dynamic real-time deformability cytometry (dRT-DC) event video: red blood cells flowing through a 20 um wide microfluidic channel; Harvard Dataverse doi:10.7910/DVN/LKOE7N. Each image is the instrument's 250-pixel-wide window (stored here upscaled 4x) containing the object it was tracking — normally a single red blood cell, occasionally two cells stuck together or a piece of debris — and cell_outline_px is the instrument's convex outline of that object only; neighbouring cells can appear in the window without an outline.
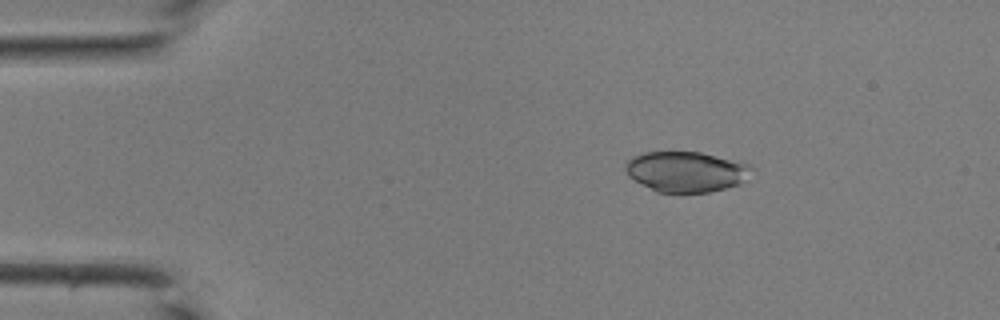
{"species": "common noctule bat (a hibernating species)", "species_latin": "Nyctalus noctula", "temperature_condition": "room temperature", "stored_images_in_passage": 7, "camera_frame_rate_fps": 3000, "um_per_image_px": 0.085, "animal": {"sex": "male", "body_mass_g": 19.0, "forearm_length_mm": 50.8}, "frame": {"image": 1, "passage_image": 1, "time_ms": 0.0, "image_size_px": [1000, 320], "cell_outline_px": [[756, 168], [740, 184], [708, 192], [656, 192], [628, 176], [624, 168], [624, 164], [632, 156], [644, 152], [700, 152], [748, 164]], "centroid_in_image_um": [58.3, 14.59], "position_along_channel_um": 26.7, "area_um2": 29.65}}